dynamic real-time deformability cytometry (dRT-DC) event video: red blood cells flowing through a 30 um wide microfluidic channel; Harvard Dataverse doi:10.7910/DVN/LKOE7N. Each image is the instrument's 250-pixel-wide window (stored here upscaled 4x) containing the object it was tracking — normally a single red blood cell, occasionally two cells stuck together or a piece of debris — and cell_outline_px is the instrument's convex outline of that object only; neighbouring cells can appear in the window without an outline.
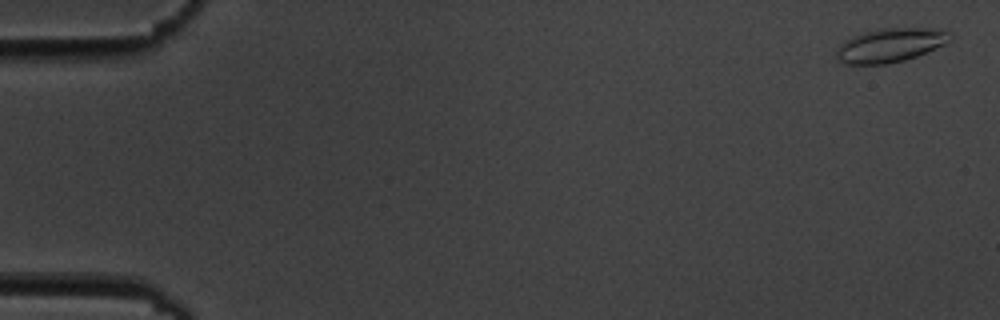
{"species": "common noctule bat (a hibernating species)", "species_latin": "Nyctalus noctula", "temperature_condition": "cold", "stored_images_in_passage": 7, "camera_frame_rate_fps": 3000, "um_per_image_px": 0.085, "animal": {"sex": "male", "body_mass_g": 19.5, "forearm_length_mm": 54.6}, "frame": {"image": 1, "passage_image": 7, "time_ms": 7.0, "image_size_px": [1000, 320], "cell_outline_px": [[952, 40], [944, 44], [916, 56], [904, 60], [888, 64], [840, 64], [836, 60], [836, 48], [844, 40], [852, 36], [864, 32], [880, 28], [924, 28], [948, 32], [952, 36]], "centroid_in_image_um": [75.59, 3.85], "position_along_channel_um": 9.4, "area_um2": 22.48}}